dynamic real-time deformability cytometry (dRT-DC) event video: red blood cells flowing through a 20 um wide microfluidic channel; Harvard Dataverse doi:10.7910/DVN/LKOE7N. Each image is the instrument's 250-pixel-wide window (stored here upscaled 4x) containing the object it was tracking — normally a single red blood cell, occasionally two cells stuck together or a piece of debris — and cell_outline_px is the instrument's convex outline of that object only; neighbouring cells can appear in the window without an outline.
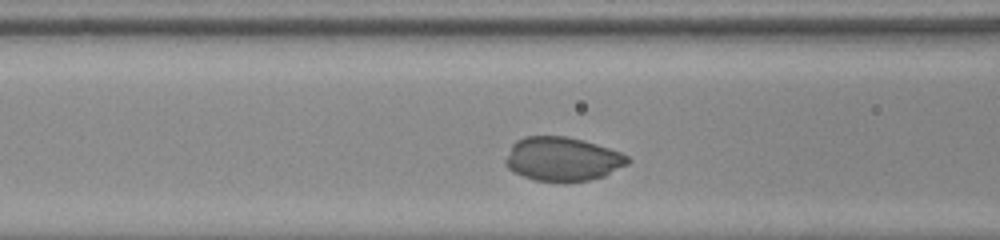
{"species": "common noctule bat (a hibernating species)", "species_latin": "Nyctalus noctula", "temperature_condition": "room temperature", "stored_images_in_passage": 31, "camera_frame_rate_fps": 3000, "um_per_image_px": 0.085, "animal": {"sex": "male", "body_mass_g": 20.0, "forearm_length_mm": 53.3}, "frame": {"image": 1, "passage_image": 9, "time_ms": 2.667, "image_size_px": [1000, 240], "cell_outline_px": [[632, 160], [628, 164], [604, 176], [588, 180], [564, 184], [532, 180], [512, 172], [504, 164], [504, 160], [512, 144], [516, 140], [524, 136], [564, 136], [584, 140], [620, 152], [628, 156]], "centroid_in_image_um": [47.78, 13.55], "position_along_channel_um": 118.8, "area_um2": 31.96}}
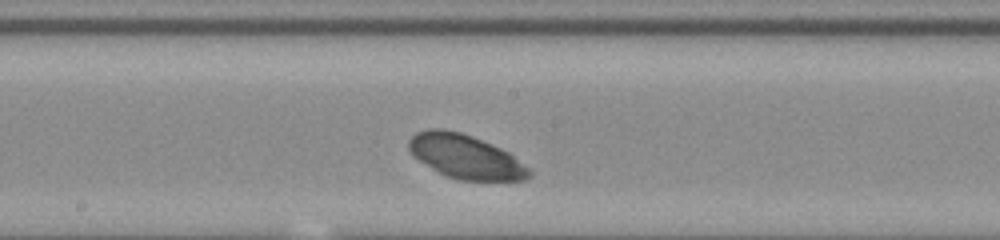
{"frame": {"image": 2, "passage_image": 16, "time_ms": 5.0, "image_size_px": [1000, 240], "cell_outline_px": [[532, 176], [524, 180], [460, 180], [444, 176], [420, 160], [408, 148], [408, 140], [416, 132], [428, 128], [444, 128], [460, 132], [472, 136], [492, 144], [508, 152], [528, 168], [532, 172]], "centroid_in_image_um": [39.56, 13.3], "position_along_channel_um": 208.6, "area_um2": 30.63}}
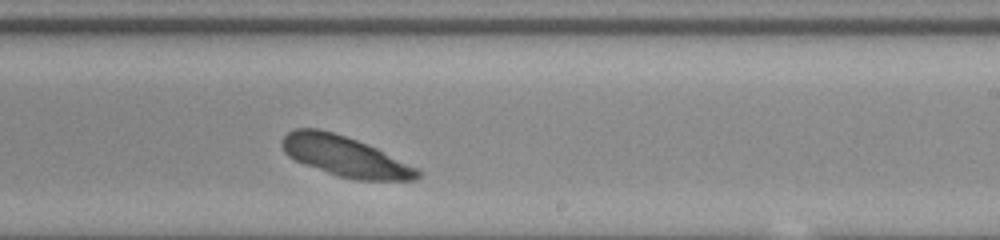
{"frame": {"image": 3, "passage_image": 20, "time_ms": 6.333, "image_size_px": [1000, 240], "cell_outline_px": [[424, 172], [416, 180], [356, 180], [336, 176], [304, 164], [288, 156], [284, 152], [280, 144], [284, 136], [288, 132], [296, 128], [316, 128], [332, 132], [356, 140], [376, 148]], "centroid_in_image_um": [29.3, 13.3], "position_along_channel_um": 259.7, "area_um2": 31.62}}